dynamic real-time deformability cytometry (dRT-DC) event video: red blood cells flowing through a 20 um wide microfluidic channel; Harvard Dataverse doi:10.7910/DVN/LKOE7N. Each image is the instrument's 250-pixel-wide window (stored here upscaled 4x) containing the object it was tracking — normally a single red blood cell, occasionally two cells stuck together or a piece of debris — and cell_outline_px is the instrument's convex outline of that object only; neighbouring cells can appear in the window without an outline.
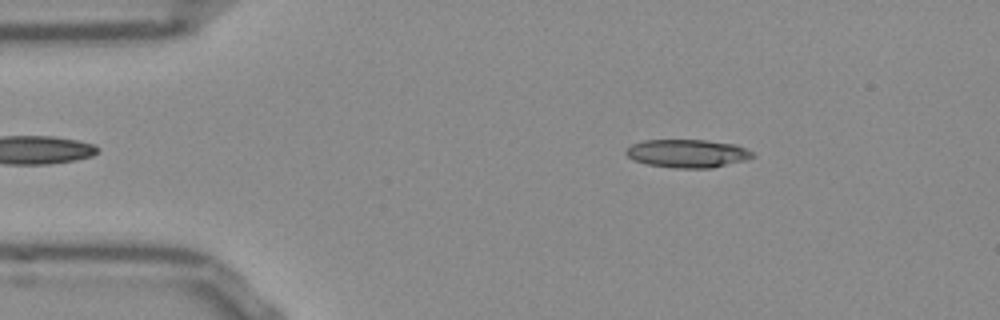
{"species": "Egyptian fruit bat (a non-hibernating species)", "species_latin": "Rousettus aegyptiacus", "temperature_condition": "room temperature", "stored_images_in_passage": 43, "camera_frame_rate_fps": 3000, "um_per_image_px": 0.085, "frame": {"image": 1, "passage_image": 7, "time_ms": 2.0, "image_size_px": [1000, 320], "cell_outline_px": [[756, 156], [744, 160], [712, 168], [672, 168], [648, 164], [636, 160], [628, 156], [624, 152], [632, 144], [644, 140], [704, 140], [736, 144], [752, 152]], "centroid_in_image_um": [58.44, 13.04], "position_along_channel_um": 26.6, "area_um2": 20.63}}
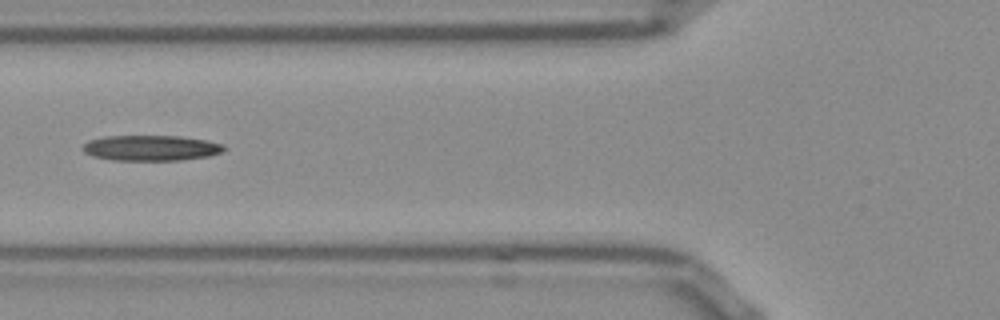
{"frame": {"image": 2, "passage_image": 18, "time_ms": 5.667, "image_size_px": [1000, 320], "cell_outline_px": [[228, 148], [224, 152], [208, 156], [180, 160], [112, 160], [92, 156], [84, 152], [80, 148], [88, 140], [104, 136], [180, 136], [204, 140], [224, 144]], "centroid_in_image_um": [12.83, 12.58], "position_along_channel_um": 113.0, "area_um2": 21.15}}
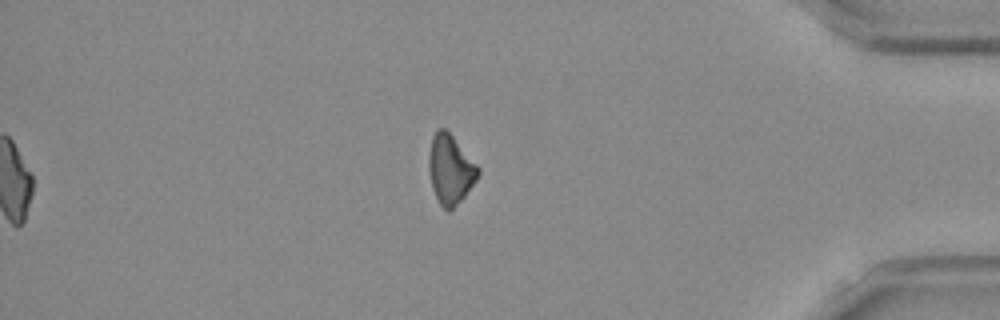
{"frame": {"image": 3, "passage_image": 43, "time_ms": 14.0, "image_size_px": [1000, 320], "cell_outline_px": [[480, 172], [476, 180], [464, 196], [448, 212], [440, 204], [432, 188], [428, 172], [428, 156], [432, 136], [436, 128], [444, 128], [452, 136], [480, 168]], "centroid_in_image_um": [38.25, 14.38], "position_along_channel_um": 397.0, "area_um2": 19.71}}